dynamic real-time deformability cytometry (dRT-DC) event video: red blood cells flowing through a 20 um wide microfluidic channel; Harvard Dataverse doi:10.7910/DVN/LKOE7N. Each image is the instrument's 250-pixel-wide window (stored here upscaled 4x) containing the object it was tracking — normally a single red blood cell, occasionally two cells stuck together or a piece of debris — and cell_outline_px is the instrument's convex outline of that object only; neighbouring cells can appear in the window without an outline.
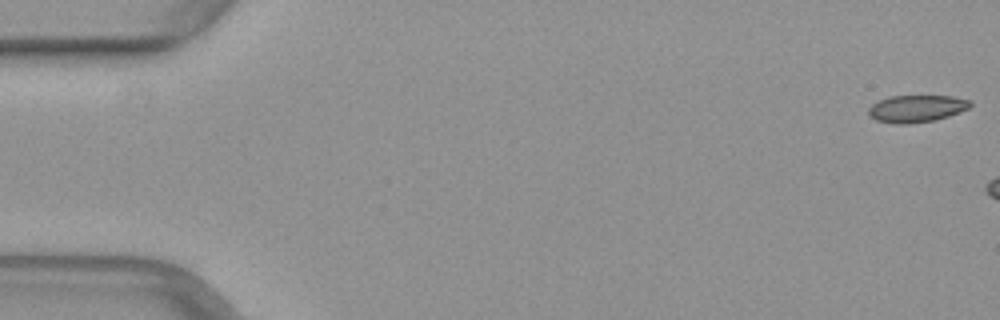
{"species": "common noctule bat (a hibernating species)", "species_latin": "Nyctalus noctula", "temperature_condition": "warm", "stored_images_in_passage": 6, "camera_frame_rate_fps": 3000, "um_per_image_px": 0.085, "animal": {"sex": "female", "body_mass_g": 29.2, "forearm_length_mm": 56.3}, "frame": {"image": 1, "passage_image": 1, "time_ms": 0.0, "image_size_px": [1000, 320], "cell_outline_px": [[972, 104], [968, 108], [960, 112], [936, 120], [908, 124], [896, 124], [876, 120], [868, 116], [868, 108], [872, 104], [888, 96], [952, 96], [972, 100]], "centroid_in_image_um": [77.9, 9.23], "position_along_channel_um": 7.1, "area_um2": 16.24}}